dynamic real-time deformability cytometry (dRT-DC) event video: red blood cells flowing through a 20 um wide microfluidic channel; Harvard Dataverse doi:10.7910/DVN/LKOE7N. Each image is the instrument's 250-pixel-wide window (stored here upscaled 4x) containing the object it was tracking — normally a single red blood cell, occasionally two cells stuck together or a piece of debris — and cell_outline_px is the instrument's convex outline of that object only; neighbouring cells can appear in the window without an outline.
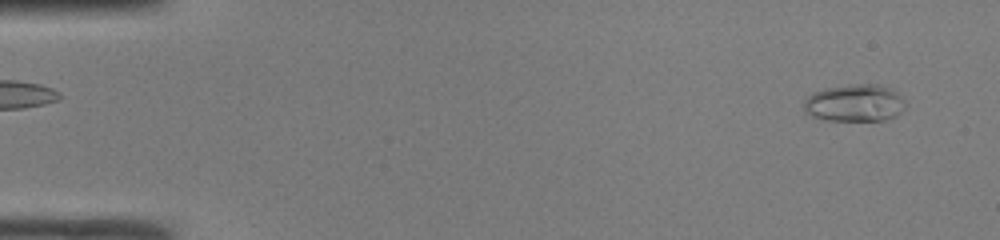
{"species": "common noctule bat (a hibernating species)", "species_latin": "Nyctalus noctula", "temperature_condition": "room temperature", "stored_images_in_passage": 48, "camera_frame_rate_fps": 3000, "um_per_image_px": 0.085, "animal": {"sex": "male", "body_mass_g": 19.0, "forearm_length_mm": 50.8}, "frame": {"image": 1, "passage_image": 3, "time_ms": 0.667, "image_size_px": [1000, 240], "cell_outline_px": [[904, 108], [900, 112], [884, 120], [824, 120], [812, 116], [804, 112], [804, 100], [812, 92], [824, 88], [860, 84], [876, 84], [892, 88], [904, 100]], "centroid_in_image_um": [72.61, 8.75], "position_along_channel_um": 12.4, "area_um2": 21.91}}
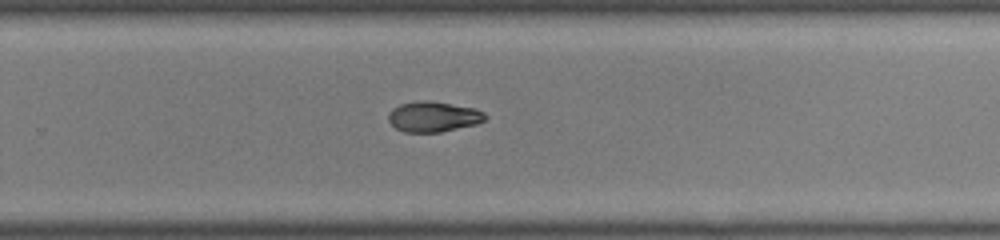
{"frame": {"image": 2, "passage_image": 32, "time_ms": 10.333, "image_size_px": [1000, 240], "cell_outline_px": [[488, 116], [484, 120], [476, 124], [440, 132], [404, 132], [396, 128], [388, 120], [388, 112], [392, 108], [400, 104], [420, 100], [428, 100], [476, 108], [484, 112]], "centroid_in_image_um": [36.83, 9.91], "position_along_channel_um": 293.0, "area_um2": 17.22}}
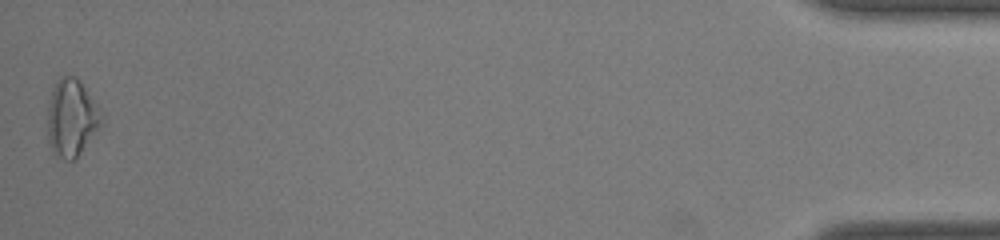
{"frame": {"image": 3, "passage_image": 48, "time_ms": 15.667, "image_size_px": [1000, 240], "cell_outline_px": [[104, 124], [80, 152], [72, 160], [64, 160], [52, 148], [48, 140], [48, 100], [52, 88], [56, 80], [60, 76], [76, 76], [80, 80], [104, 116]], "centroid_in_image_um": [6.1, 9.97], "position_along_channel_um": 429.1, "area_um2": 24.28}, "authors_computed_cell_mechanics": {"area_um2": 18.0625, "velocity_mm_per_s": 4.2561, "shape_relaxation_time_tau1_ms": 7.4164, "shape_relaxation_time_tau2_ms": null, "deformation_change_tau1": 0.199, "deformation_change_tau2": null}}